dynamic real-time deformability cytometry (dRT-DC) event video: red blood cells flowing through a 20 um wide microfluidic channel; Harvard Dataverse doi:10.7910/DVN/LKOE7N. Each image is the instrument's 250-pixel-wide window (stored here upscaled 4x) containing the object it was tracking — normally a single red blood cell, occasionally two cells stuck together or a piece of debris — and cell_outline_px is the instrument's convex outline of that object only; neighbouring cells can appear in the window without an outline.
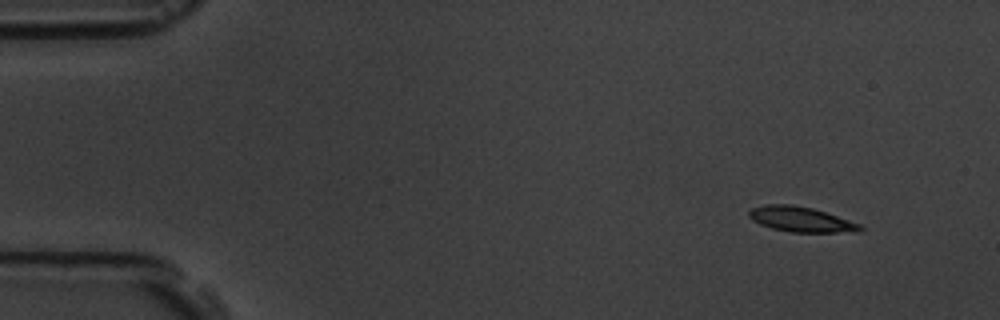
{"species": "common noctule bat (a hibernating species)", "species_latin": "Nyctalus noctula", "temperature_condition": "room temperature", "stored_images_in_passage": 4, "camera_frame_rate_fps": 3000, "um_per_image_px": 0.085, "animal": {"sex": "male", "body_mass_g": 19.5, "forearm_length_mm": 54.6}, "frame": {"image": 1, "passage_image": 1, "time_ms": 0.0, "image_size_px": [1000, 320], "cell_outline_px": [[864, 228], [860, 232], [792, 232], [772, 228], [760, 224], [752, 220], [748, 216], [748, 212], [752, 208], [764, 204], [792, 204], [812, 208], [860, 224]], "centroid_in_image_um": [68.06, 18.64], "position_along_channel_um": 16.9, "area_um2": 16.18}}
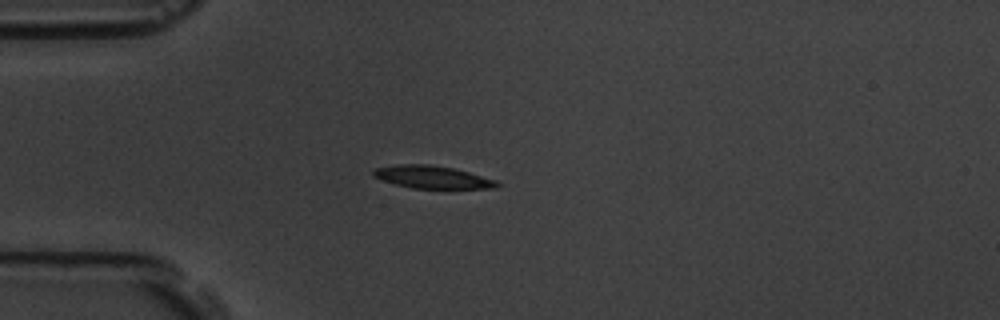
{"frame": {"image": 2, "passage_image": 4, "time_ms": 3.333, "image_size_px": [1000, 320], "cell_outline_px": [[500, 184], [496, 188], [412, 188], [396, 184], [372, 176], [372, 172], [376, 168], [396, 164], [428, 164], [452, 168], [468, 172], [496, 180]], "centroid_in_image_um": [36.73, 15.05], "position_along_channel_um": 48.3, "area_um2": 16.07}}